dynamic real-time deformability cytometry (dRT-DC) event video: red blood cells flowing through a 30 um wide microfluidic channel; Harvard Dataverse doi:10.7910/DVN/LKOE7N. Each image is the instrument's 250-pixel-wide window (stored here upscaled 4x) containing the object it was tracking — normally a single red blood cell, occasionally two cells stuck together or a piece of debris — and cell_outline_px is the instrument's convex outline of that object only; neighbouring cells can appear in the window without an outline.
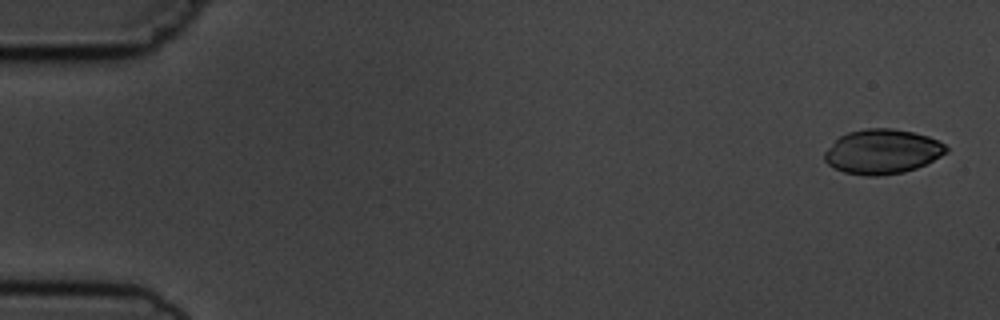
{"species": "common noctule bat (a hibernating species)", "species_latin": "Nyctalus noctula", "temperature_condition": "cold", "stored_images_in_passage": 4, "camera_frame_rate_fps": 3000, "um_per_image_px": 0.085, "animal": {"sex": "male", "body_mass_g": 19.5, "forearm_length_mm": 54.6}, "frame": {"image": 1, "passage_image": 1, "time_ms": 0.0, "image_size_px": [1000, 320], "cell_outline_px": [[948, 152], [916, 168], [904, 172], [876, 176], [864, 176], [844, 172], [832, 168], [824, 160], [824, 152], [840, 136], [848, 132], [864, 128], [892, 128], [912, 132], [928, 136], [944, 144], [948, 148]], "centroid_in_image_um": [74.97, 12.89], "position_along_channel_um": 10.0, "area_um2": 31.56}}